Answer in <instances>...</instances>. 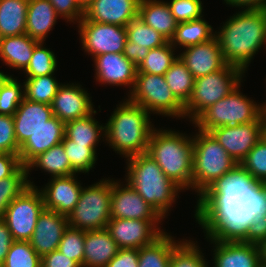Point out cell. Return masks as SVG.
I'll return each instance as SVG.
<instances>
[{"label":"cell","mask_w":266,"mask_h":267,"mask_svg":"<svg viewBox=\"0 0 266 267\" xmlns=\"http://www.w3.org/2000/svg\"><path fill=\"white\" fill-rule=\"evenodd\" d=\"M263 121L246 124L220 126L210 131L219 144L237 162L246 157L248 152L262 138Z\"/></svg>","instance_id":"5bb4252c"},{"label":"cell","mask_w":266,"mask_h":267,"mask_svg":"<svg viewBox=\"0 0 266 267\" xmlns=\"http://www.w3.org/2000/svg\"><path fill=\"white\" fill-rule=\"evenodd\" d=\"M111 192V179L83 187L76 206L68 216L69 226L83 231L105 229L111 220Z\"/></svg>","instance_id":"ba28073f"},{"label":"cell","mask_w":266,"mask_h":267,"mask_svg":"<svg viewBox=\"0 0 266 267\" xmlns=\"http://www.w3.org/2000/svg\"><path fill=\"white\" fill-rule=\"evenodd\" d=\"M146 153L182 190L192 189L193 137L171 129L155 128Z\"/></svg>","instance_id":"277c9868"},{"label":"cell","mask_w":266,"mask_h":267,"mask_svg":"<svg viewBox=\"0 0 266 267\" xmlns=\"http://www.w3.org/2000/svg\"><path fill=\"white\" fill-rule=\"evenodd\" d=\"M27 171L40 168L51 174V177L69 176L75 174L72 170L70 161L65 153L63 143L52 146L44 153L35 157L27 166Z\"/></svg>","instance_id":"1f68e13d"},{"label":"cell","mask_w":266,"mask_h":267,"mask_svg":"<svg viewBox=\"0 0 266 267\" xmlns=\"http://www.w3.org/2000/svg\"><path fill=\"white\" fill-rule=\"evenodd\" d=\"M167 3L171 9V14L178 23L203 17L201 0H171V2Z\"/></svg>","instance_id":"bcb514c9"},{"label":"cell","mask_w":266,"mask_h":267,"mask_svg":"<svg viewBox=\"0 0 266 267\" xmlns=\"http://www.w3.org/2000/svg\"><path fill=\"white\" fill-rule=\"evenodd\" d=\"M53 117L51 105L24 98L13 115L15 137L20 147L36 130Z\"/></svg>","instance_id":"d4e9b609"},{"label":"cell","mask_w":266,"mask_h":267,"mask_svg":"<svg viewBox=\"0 0 266 267\" xmlns=\"http://www.w3.org/2000/svg\"><path fill=\"white\" fill-rule=\"evenodd\" d=\"M54 74L38 77H26L24 83V94L27 100L51 105L61 85L53 77Z\"/></svg>","instance_id":"d590c367"},{"label":"cell","mask_w":266,"mask_h":267,"mask_svg":"<svg viewBox=\"0 0 266 267\" xmlns=\"http://www.w3.org/2000/svg\"><path fill=\"white\" fill-rule=\"evenodd\" d=\"M266 239V215H257L248 225L242 236L239 238L241 242L254 243L259 245Z\"/></svg>","instance_id":"c3c4849f"},{"label":"cell","mask_w":266,"mask_h":267,"mask_svg":"<svg viewBox=\"0 0 266 267\" xmlns=\"http://www.w3.org/2000/svg\"><path fill=\"white\" fill-rule=\"evenodd\" d=\"M140 0H93L80 21L127 26L138 17Z\"/></svg>","instance_id":"44dd1931"},{"label":"cell","mask_w":266,"mask_h":267,"mask_svg":"<svg viewBox=\"0 0 266 267\" xmlns=\"http://www.w3.org/2000/svg\"><path fill=\"white\" fill-rule=\"evenodd\" d=\"M236 66L227 65L222 70L195 79L192 95L184 106L185 117L194 121L205 109L227 96L235 89L244 75Z\"/></svg>","instance_id":"9c48e42d"},{"label":"cell","mask_w":266,"mask_h":267,"mask_svg":"<svg viewBox=\"0 0 266 267\" xmlns=\"http://www.w3.org/2000/svg\"><path fill=\"white\" fill-rule=\"evenodd\" d=\"M164 78L173 95L185 106L192 95L195 78L179 57L165 72Z\"/></svg>","instance_id":"836d02e7"},{"label":"cell","mask_w":266,"mask_h":267,"mask_svg":"<svg viewBox=\"0 0 266 267\" xmlns=\"http://www.w3.org/2000/svg\"><path fill=\"white\" fill-rule=\"evenodd\" d=\"M127 161L126 182L165 218L182 189L164 174L149 154L130 156Z\"/></svg>","instance_id":"5b68a950"},{"label":"cell","mask_w":266,"mask_h":267,"mask_svg":"<svg viewBox=\"0 0 266 267\" xmlns=\"http://www.w3.org/2000/svg\"><path fill=\"white\" fill-rule=\"evenodd\" d=\"M14 242L6 222L0 218V266L7 257V253Z\"/></svg>","instance_id":"db71d44e"},{"label":"cell","mask_w":266,"mask_h":267,"mask_svg":"<svg viewBox=\"0 0 266 267\" xmlns=\"http://www.w3.org/2000/svg\"><path fill=\"white\" fill-rule=\"evenodd\" d=\"M174 47L168 41L166 44L150 49L145 59L137 66V73L164 75L178 58L174 56Z\"/></svg>","instance_id":"74e56055"},{"label":"cell","mask_w":266,"mask_h":267,"mask_svg":"<svg viewBox=\"0 0 266 267\" xmlns=\"http://www.w3.org/2000/svg\"><path fill=\"white\" fill-rule=\"evenodd\" d=\"M20 166L19 155L0 153V180L10 177Z\"/></svg>","instance_id":"f5cc1de1"},{"label":"cell","mask_w":266,"mask_h":267,"mask_svg":"<svg viewBox=\"0 0 266 267\" xmlns=\"http://www.w3.org/2000/svg\"><path fill=\"white\" fill-rule=\"evenodd\" d=\"M184 50L178 57L195 79L222 70L228 65L215 36L209 41L188 46Z\"/></svg>","instance_id":"ac0fdd59"},{"label":"cell","mask_w":266,"mask_h":267,"mask_svg":"<svg viewBox=\"0 0 266 267\" xmlns=\"http://www.w3.org/2000/svg\"><path fill=\"white\" fill-rule=\"evenodd\" d=\"M262 110H263L264 116H266V102L265 104L264 103L262 104Z\"/></svg>","instance_id":"94428289"},{"label":"cell","mask_w":266,"mask_h":267,"mask_svg":"<svg viewBox=\"0 0 266 267\" xmlns=\"http://www.w3.org/2000/svg\"><path fill=\"white\" fill-rule=\"evenodd\" d=\"M29 186H35L28 180L26 166H20L10 177L0 180V218L4 217L8 205Z\"/></svg>","instance_id":"f35d334b"},{"label":"cell","mask_w":266,"mask_h":267,"mask_svg":"<svg viewBox=\"0 0 266 267\" xmlns=\"http://www.w3.org/2000/svg\"><path fill=\"white\" fill-rule=\"evenodd\" d=\"M119 247L105 229L85 231L83 267H106Z\"/></svg>","instance_id":"484cf974"},{"label":"cell","mask_w":266,"mask_h":267,"mask_svg":"<svg viewBox=\"0 0 266 267\" xmlns=\"http://www.w3.org/2000/svg\"><path fill=\"white\" fill-rule=\"evenodd\" d=\"M75 176L76 173L69 176L51 177L46 187L40 188L46 209L67 217L70 215L83 188Z\"/></svg>","instance_id":"ffe728a7"},{"label":"cell","mask_w":266,"mask_h":267,"mask_svg":"<svg viewBox=\"0 0 266 267\" xmlns=\"http://www.w3.org/2000/svg\"><path fill=\"white\" fill-rule=\"evenodd\" d=\"M214 243L213 267H260L262 259L259 245L239 239H219L206 236Z\"/></svg>","instance_id":"2e32d148"},{"label":"cell","mask_w":266,"mask_h":267,"mask_svg":"<svg viewBox=\"0 0 266 267\" xmlns=\"http://www.w3.org/2000/svg\"><path fill=\"white\" fill-rule=\"evenodd\" d=\"M181 242L164 232L153 243L138 249V267H170L172 251Z\"/></svg>","instance_id":"4dcf8cb0"},{"label":"cell","mask_w":266,"mask_h":267,"mask_svg":"<svg viewBox=\"0 0 266 267\" xmlns=\"http://www.w3.org/2000/svg\"><path fill=\"white\" fill-rule=\"evenodd\" d=\"M263 190L265 192V203H266V184L265 183H263ZM265 215H266V213H265Z\"/></svg>","instance_id":"6125c7cd"},{"label":"cell","mask_w":266,"mask_h":267,"mask_svg":"<svg viewBox=\"0 0 266 267\" xmlns=\"http://www.w3.org/2000/svg\"><path fill=\"white\" fill-rule=\"evenodd\" d=\"M95 113L96 110L87 117L65 123L64 135L76 144H98L100 137L105 136V133L100 134L105 131V126L93 118Z\"/></svg>","instance_id":"e575fe53"},{"label":"cell","mask_w":266,"mask_h":267,"mask_svg":"<svg viewBox=\"0 0 266 267\" xmlns=\"http://www.w3.org/2000/svg\"><path fill=\"white\" fill-rule=\"evenodd\" d=\"M96 81L113 86L134 87L137 66H135L123 53H105L95 56Z\"/></svg>","instance_id":"7402d4cb"},{"label":"cell","mask_w":266,"mask_h":267,"mask_svg":"<svg viewBox=\"0 0 266 267\" xmlns=\"http://www.w3.org/2000/svg\"><path fill=\"white\" fill-rule=\"evenodd\" d=\"M11 75H7L4 74V72L0 71V88L3 86V84L7 81V79L10 77Z\"/></svg>","instance_id":"6f0895ef"},{"label":"cell","mask_w":266,"mask_h":267,"mask_svg":"<svg viewBox=\"0 0 266 267\" xmlns=\"http://www.w3.org/2000/svg\"><path fill=\"white\" fill-rule=\"evenodd\" d=\"M53 116L64 124L87 117L94 107L87 91L79 84H61L51 104Z\"/></svg>","instance_id":"e0dca14e"},{"label":"cell","mask_w":266,"mask_h":267,"mask_svg":"<svg viewBox=\"0 0 266 267\" xmlns=\"http://www.w3.org/2000/svg\"><path fill=\"white\" fill-rule=\"evenodd\" d=\"M241 83L227 96L210 105L194 121L198 130L210 132L220 126L264 121L262 105L240 92Z\"/></svg>","instance_id":"52a82bcc"},{"label":"cell","mask_w":266,"mask_h":267,"mask_svg":"<svg viewBox=\"0 0 266 267\" xmlns=\"http://www.w3.org/2000/svg\"><path fill=\"white\" fill-rule=\"evenodd\" d=\"M29 0H0V38L26 34Z\"/></svg>","instance_id":"f546056e"},{"label":"cell","mask_w":266,"mask_h":267,"mask_svg":"<svg viewBox=\"0 0 266 267\" xmlns=\"http://www.w3.org/2000/svg\"><path fill=\"white\" fill-rule=\"evenodd\" d=\"M119 103L105 124L109 146L125 158L147 152L149 139L155 129L150 113L127 98Z\"/></svg>","instance_id":"3957f363"},{"label":"cell","mask_w":266,"mask_h":267,"mask_svg":"<svg viewBox=\"0 0 266 267\" xmlns=\"http://www.w3.org/2000/svg\"><path fill=\"white\" fill-rule=\"evenodd\" d=\"M219 46L228 65L244 72L253 56L266 43V9L245 8L231 16L215 31Z\"/></svg>","instance_id":"7a4b0ae2"},{"label":"cell","mask_w":266,"mask_h":267,"mask_svg":"<svg viewBox=\"0 0 266 267\" xmlns=\"http://www.w3.org/2000/svg\"><path fill=\"white\" fill-rule=\"evenodd\" d=\"M58 17L60 16L49 0H29L26 34L39 42H44Z\"/></svg>","instance_id":"83f0119b"},{"label":"cell","mask_w":266,"mask_h":267,"mask_svg":"<svg viewBox=\"0 0 266 267\" xmlns=\"http://www.w3.org/2000/svg\"><path fill=\"white\" fill-rule=\"evenodd\" d=\"M265 213L263 183L238 163L198 198L194 217L205 236L239 239L253 218Z\"/></svg>","instance_id":"6da1fadb"},{"label":"cell","mask_w":266,"mask_h":267,"mask_svg":"<svg viewBox=\"0 0 266 267\" xmlns=\"http://www.w3.org/2000/svg\"><path fill=\"white\" fill-rule=\"evenodd\" d=\"M159 222L161 220L111 219L106 230L119 249H140L164 233L158 227Z\"/></svg>","instance_id":"4fadbf2b"},{"label":"cell","mask_w":266,"mask_h":267,"mask_svg":"<svg viewBox=\"0 0 266 267\" xmlns=\"http://www.w3.org/2000/svg\"><path fill=\"white\" fill-rule=\"evenodd\" d=\"M228 5H232L231 7H241L246 8V10L250 9H266V0H224Z\"/></svg>","instance_id":"11a10c76"},{"label":"cell","mask_w":266,"mask_h":267,"mask_svg":"<svg viewBox=\"0 0 266 267\" xmlns=\"http://www.w3.org/2000/svg\"><path fill=\"white\" fill-rule=\"evenodd\" d=\"M0 267H41V257L29 241H14Z\"/></svg>","instance_id":"ab89813d"},{"label":"cell","mask_w":266,"mask_h":267,"mask_svg":"<svg viewBox=\"0 0 266 267\" xmlns=\"http://www.w3.org/2000/svg\"><path fill=\"white\" fill-rule=\"evenodd\" d=\"M85 231L68 226L59 243L58 250L83 267Z\"/></svg>","instance_id":"7bdbcfd3"},{"label":"cell","mask_w":266,"mask_h":267,"mask_svg":"<svg viewBox=\"0 0 266 267\" xmlns=\"http://www.w3.org/2000/svg\"><path fill=\"white\" fill-rule=\"evenodd\" d=\"M138 18L168 41L174 36L178 24L167 1L161 0H140Z\"/></svg>","instance_id":"4316f807"},{"label":"cell","mask_w":266,"mask_h":267,"mask_svg":"<svg viewBox=\"0 0 266 267\" xmlns=\"http://www.w3.org/2000/svg\"><path fill=\"white\" fill-rule=\"evenodd\" d=\"M24 98V84L11 75L0 88V114L13 116Z\"/></svg>","instance_id":"ee69618b"},{"label":"cell","mask_w":266,"mask_h":267,"mask_svg":"<svg viewBox=\"0 0 266 267\" xmlns=\"http://www.w3.org/2000/svg\"><path fill=\"white\" fill-rule=\"evenodd\" d=\"M262 138L266 141V116H264V121H263Z\"/></svg>","instance_id":"91938a15"},{"label":"cell","mask_w":266,"mask_h":267,"mask_svg":"<svg viewBox=\"0 0 266 267\" xmlns=\"http://www.w3.org/2000/svg\"><path fill=\"white\" fill-rule=\"evenodd\" d=\"M106 267H138V249H119Z\"/></svg>","instance_id":"f907efd6"},{"label":"cell","mask_w":266,"mask_h":267,"mask_svg":"<svg viewBox=\"0 0 266 267\" xmlns=\"http://www.w3.org/2000/svg\"><path fill=\"white\" fill-rule=\"evenodd\" d=\"M15 132L13 116L0 114V153H19Z\"/></svg>","instance_id":"7dc6e473"},{"label":"cell","mask_w":266,"mask_h":267,"mask_svg":"<svg viewBox=\"0 0 266 267\" xmlns=\"http://www.w3.org/2000/svg\"><path fill=\"white\" fill-rule=\"evenodd\" d=\"M44 42H38L32 53L27 68L24 70L27 77H38L54 74L57 67V59L50 49L43 47Z\"/></svg>","instance_id":"60d3db41"},{"label":"cell","mask_w":266,"mask_h":267,"mask_svg":"<svg viewBox=\"0 0 266 267\" xmlns=\"http://www.w3.org/2000/svg\"><path fill=\"white\" fill-rule=\"evenodd\" d=\"M55 11L60 17L67 19V22L77 21L83 18L84 9L78 4L76 0H49Z\"/></svg>","instance_id":"681fc988"},{"label":"cell","mask_w":266,"mask_h":267,"mask_svg":"<svg viewBox=\"0 0 266 267\" xmlns=\"http://www.w3.org/2000/svg\"><path fill=\"white\" fill-rule=\"evenodd\" d=\"M78 4L85 9L93 0H76Z\"/></svg>","instance_id":"680465c9"},{"label":"cell","mask_w":266,"mask_h":267,"mask_svg":"<svg viewBox=\"0 0 266 267\" xmlns=\"http://www.w3.org/2000/svg\"><path fill=\"white\" fill-rule=\"evenodd\" d=\"M215 36L213 28L203 18L177 24L175 34L169 41L175 48L180 45L183 48L197 45L211 40ZM176 45V46H175Z\"/></svg>","instance_id":"d6a6232c"},{"label":"cell","mask_w":266,"mask_h":267,"mask_svg":"<svg viewBox=\"0 0 266 267\" xmlns=\"http://www.w3.org/2000/svg\"><path fill=\"white\" fill-rule=\"evenodd\" d=\"M65 153L75 173H88L95 166L97 144H76L65 135L62 141Z\"/></svg>","instance_id":"8d00e7d4"},{"label":"cell","mask_w":266,"mask_h":267,"mask_svg":"<svg viewBox=\"0 0 266 267\" xmlns=\"http://www.w3.org/2000/svg\"><path fill=\"white\" fill-rule=\"evenodd\" d=\"M68 226L67 216L44 208L38 217L29 243L35 252L43 257L58 250L59 243Z\"/></svg>","instance_id":"d6986e66"},{"label":"cell","mask_w":266,"mask_h":267,"mask_svg":"<svg viewBox=\"0 0 266 267\" xmlns=\"http://www.w3.org/2000/svg\"><path fill=\"white\" fill-rule=\"evenodd\" d=\"M126 32L127 40L123 55L135 66L145 59L150 49L160 47L168 42L165 37L138 17L126 26Z\"/></svg>","instance_id":"603a6c76"},{"label":"cell","mask_w":266,"mask_h":267,"mask_svg":"<svg viewBox=\"0 0 266 267\" xmlns=\"http://www.w3.org/2000/svg\"><path fill=\"white\" fill-rule=\"evenodd\" d=\"M41 267H81L75 260L55 250L41 257Z\"/></svg>","instance_id":"816d5d0a"},{"label":"cell","mask_w":266,"mask_h":267,"mask_svg":"<svg viewBox=\"0 0 266 267\" xmlns=\"http://www.w3.org/2000/svg\"><path fill=\"white\" fill-rule=\"evenodd\" d=\"M64 131L65 124L58 117H51L20 146L18 155L21 165L27 166L39 154L61 143Z\"/></svg>","instance_id":"cb8c5ba5"},{"label":"cell","mask_w":266,"mask_h":267,"mask_svg":"<svg viewBox=\"0 0 266 267\" xmlns=\"http://www.w3.org/2000/svg\"><path fill=\"white\" fill-rule=\"evenodd\" d=\"M237 164L210 132L193 136L192 189L199 197Z\"/></svg>","instance_id":"8992f818"},{"label":"cell","mask_w":266,"mask_h":267,"mask_svg":"<svg viewBox=\"0 0 266 267\" xmlns=\"http://www.w3.org/2000/svg\"><path fill=\"white\" fill-rule=\"evenodd\" d=\"M192 240L182 242L172 251L170 267H209L199 246Z\"/></svg>","instance_id":"b9f144b4"},{"label":"cell","mask_w":266,"mask_h":267,"mask_svg":"<svg viewBox=\"0 0 266 267\" xmlns=\"http://www.w3.org/2000/svg\"><path fill=\"white\" fill-rule=\"evenodd\" d=\"M240 164L256 181L266 184V141L261 138Z\"/></svg>","instance_id":"f6af8a7d"},{"label":"cell","mask_w":266,"mask_h":267,"mask_svg":"<svg viewBox=\"0 0 266 267\" xmlns=\"http://www.w3.org/2000/svg\"><path fill=\"white\" fill-rule=\"evenodd\" d=\"M43 197L37 186H29L7 207L2 218L14 241H29L38 217L44 209Z\"/></svg>","instance_id":"8fae6325"},{"label":"cell","mask_w":266,"mask_h":267,"mask_svg":"<svg viewBox=\"0 0 266 267\" xmlns=\"http://www.w3.org/2000/svg\"><path fill=\"white\" fill-rule=\"evenodd\" d=\"M39 41L27 34L0 38V58L6 65L25 70Z\"/></svg>","instance_id":"f1b7e54d"},{"label":"cell","mask_w":266,"mask_h":267,"mask_svg":"<svg viewBox=\"0 0 266 267\" xmlns=\"http://www.w3.org/2000/svg\"><path fill=\"white\" fill-rule=\"evenodd\" d=\"M78 28L82 48L93 58L105 53H123L127 40L125 26L80 21Z\"/></svg>","instance_id":"7c38bea8"},{"label":"cell","mask_w":266,"mask_h":267,"mask_svg":"<svg viewBox=\"0 0 266 267\" xmlns=\"http://www.w3.org/2000/svg\"><path fill=\"white\" fill-rule=\"evenodd\" d=\"M128 100L142 106L149 113L185 117L184 106L171 92L164 75L136 73L134 87Z\"/></svg>","instance_id":"30bf717a"},{"label":"cell","mask_w":266,"mask_h":267,"mask_svg":"<svg viewBox=\"0 0 266 267\" xmlns=\"http://www.w3.org/2000/svg\"><path fill=\"white\" fill-rule=\"evenodd\" d=\"M126 185V186H125ZM112 180L111 219L163 220L128 183Z\"/></svg>","instance_id":"9a60e30c"},{"label":"cell","mask_w":266,"mask_h":267,"mask_svg":"<svg viewBox=\"0 0 266 267\" xmlns=\"http://www.w3.org/2000/svg\"><path fill=\"white\" fill-rule=\"evenodd\" d=\"M262 264L266 265V239L259 244Z\"/></svg>","instance_id":"9f6ffc18"}]
</instances>
